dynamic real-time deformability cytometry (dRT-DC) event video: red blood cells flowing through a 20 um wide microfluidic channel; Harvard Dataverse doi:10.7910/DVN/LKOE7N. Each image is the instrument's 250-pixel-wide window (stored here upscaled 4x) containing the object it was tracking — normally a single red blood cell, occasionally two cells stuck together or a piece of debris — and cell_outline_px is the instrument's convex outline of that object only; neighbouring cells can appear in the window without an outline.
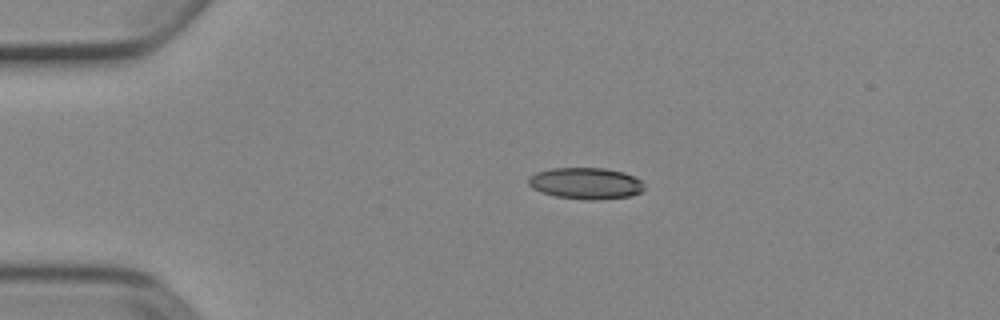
{"species": "Egyptian fruit bat (a non-hibernating species)", "species_latin": "Rousettus aegyptiacus", "temperature_condition": "cold", "stored_images_in_passage": 42, "camera_frame_rate_fps": 3000, "um_per_image_px": 0.085, "animal": {"sex": "female"}, "frame": {"image": 1, "passage_image": 1, "time_ms": 0.0, "image_size_px": [1000, 320], "cell_outline_px": [[644, 188], [640, 192], [628, 196], [596, 200], [588, 200], [556, 196], [540, 192], [532, 188], [528, 184], [528, 176], [536, 172], [552, 168], [604, 168], [624, 172], [640, 180], [644, 184]], "centroid_in_image_um": [49.75, 15.58], "position_along_channel_um": 35.2, "area_um2": 21.21}}
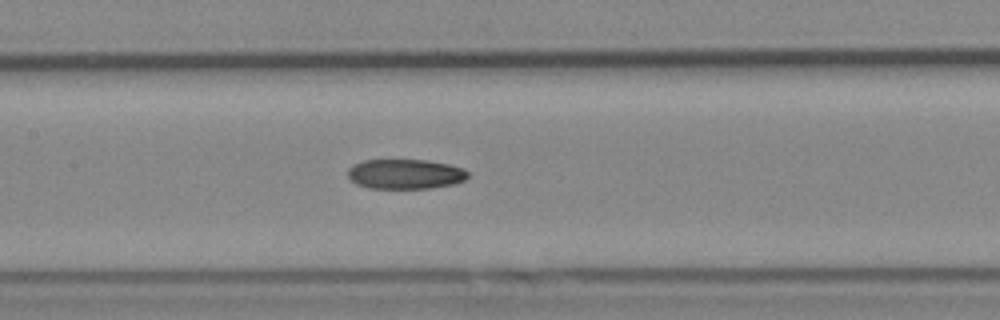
{"frame": {"image": 2, "passage_image": 15, "time_ms": 4.667, "image_size_px": [1000, 320], "cell_outline_px": [[468, 176], [464, 180], [456, 184], [432, 188], [368, 188], [356, 184], [348, 176], [348, 168], [352, 164], [364, 160], [428, 160], [448, 164], [464, 168], [468, 172]], "centroid_in_image_um": [34.46, 14.79], "position_along_channel_um": 172.9, "area_um2": 21.04}}
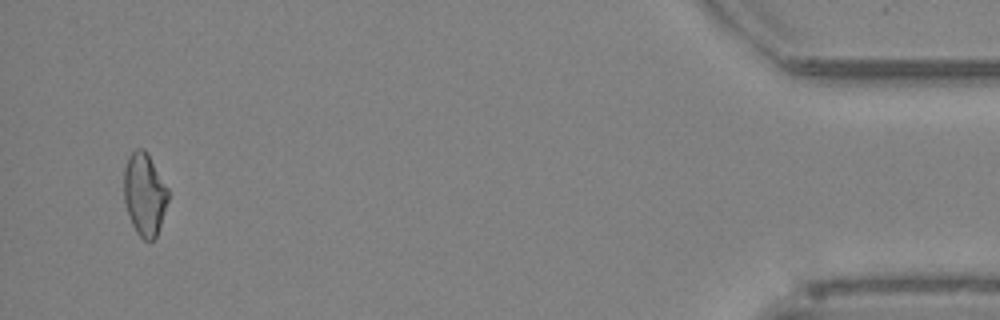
{"frame": {"image": 3, "passage_image": 40, "time_ms": 13.0, "image_size_px": [1000, 320], "cell_outline_px": [[168, 200], [156, 236], [152, 240], [144, 240], [136, 232], [128, 216], [124, 200], [124, 168], [128, 156], [136, 148], [144, 148], [168, 188]], "centroid_in_image_um": [12.26, 16.5], "position_along_channel_um": 422.9, "area_um2": 21.1}, "authors_computed_cell_mechanics": {"area_um2": 21.4149, "velocity_mm_per_s": 3.9074, "shape_relaxation_time_tau1_ms": null, "shape_relaxation_time_tau2_ms": 8.4539, "deformation_change_tau1": null, "deformation_change_tau2": 0.1606}}